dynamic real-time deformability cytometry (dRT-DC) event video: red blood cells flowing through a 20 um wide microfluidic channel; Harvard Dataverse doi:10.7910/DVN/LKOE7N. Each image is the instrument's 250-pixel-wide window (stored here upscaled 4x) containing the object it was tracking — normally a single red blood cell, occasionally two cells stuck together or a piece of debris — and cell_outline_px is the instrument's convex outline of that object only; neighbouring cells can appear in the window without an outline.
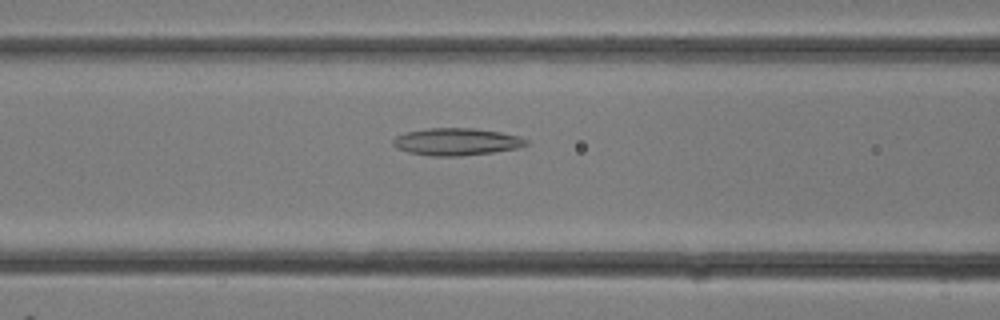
{"species": "common noctule bat (a hibernating species)", "species_latin": "Nyctalus noctula", "temperature_condition": "room temperature", "stored_images_in_passage": 21, "camera_frame_rate_fps": 3000, "um_per_image_px": 0.085, "animal": {"sex": "female"}, "frame": {"image": 1, "passage_image": 12, "time_ms": 3.667, "image_size_px": [1000, 320], "cell_outline_px": [[528, 144], [520, 148], [492, 152], [460, 156], [428, 156], [408, 152], [396, 148], [392, 144], [392, 140], [396, 136], [404, 132], [428, 128], [472, 128], [500, 132], [520, 136], [528, 140]], "centroid_in_image_um": [38.78, 12.05], "position_along_channel_um": 127.8, "area_um2": 21.33}}
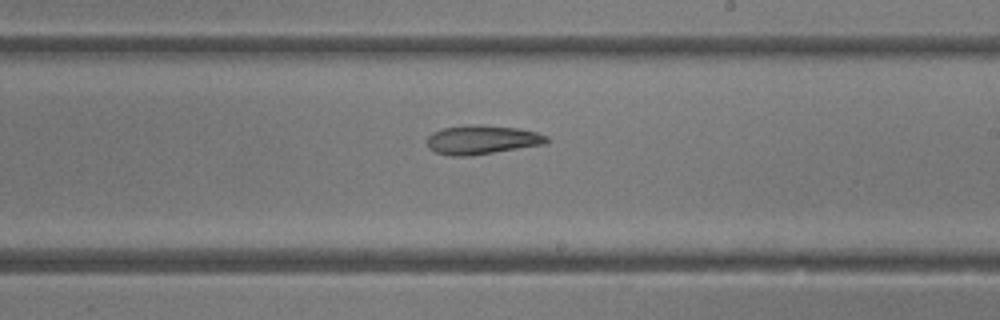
{"frame": {"image": 2, "passage_image": 17, "time_ms": 5.333, "image_size_px": [1000, 320], "cell_outline_px": [[548, 140], [544, 144], [472, 156], [452, 156], [436, 152], [428, 148], [428, 136], [432, 132], [444, 128], [468, 124], [480, 124], [520, 128], [536, 132], [548, 136]], "centroid_in_image_um": [40.96, 11.87], "position_along_channel_um": 248.0, "area_um2": 20.35}}
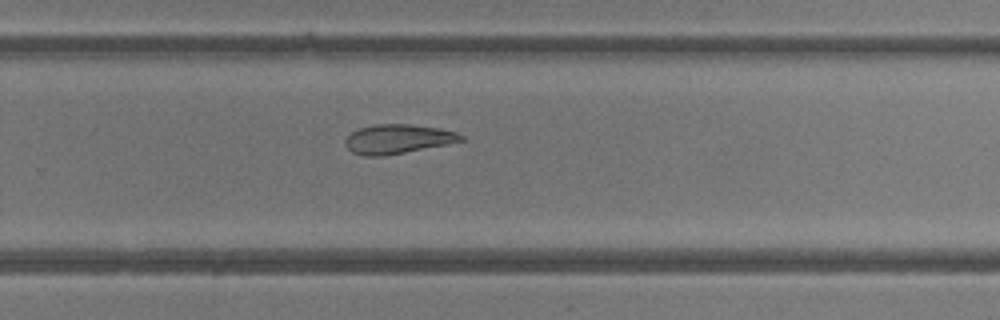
{"frame": {"image": 3, "passage_image": 19, "time_ms": 6.0, "image_size_px": [1000, 320], "cell_outline_px": [[464, 140], [448, 144], [404, 152], [380, 156], [364, 156], [352, 152], [344, 144], [344, 140], [352, 132], [360, 128], [376, 124], [408, 124], [440, 128], [456, 132], [464, 136]], "centroid_in_image_um": [33.81, 11.81], "position_along_channel_um": 296.0, "area_um2": 19.59}}